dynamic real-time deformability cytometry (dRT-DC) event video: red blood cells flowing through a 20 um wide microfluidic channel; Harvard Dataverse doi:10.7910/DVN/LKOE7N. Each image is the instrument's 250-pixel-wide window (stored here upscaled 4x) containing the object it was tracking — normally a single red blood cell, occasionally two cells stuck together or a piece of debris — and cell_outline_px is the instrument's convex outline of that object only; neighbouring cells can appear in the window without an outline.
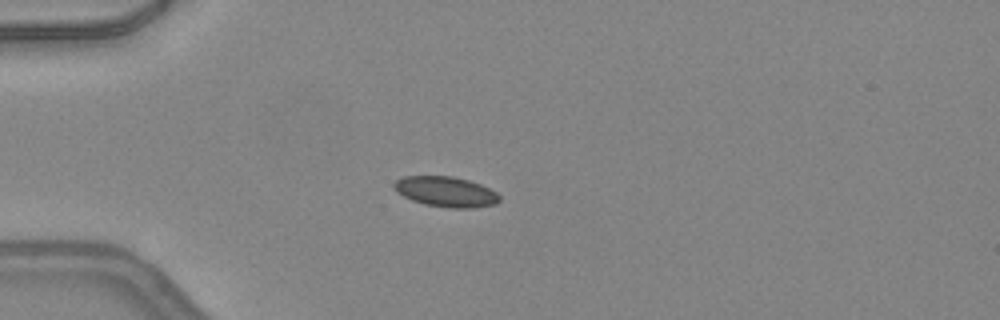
{"species": "common noctule bat (a hibernating species)", "species_latin": "Nyctalus noctula", "temperature_condition": "warm", "stored_images_in_passage": 40, "camera_frame_rate_fps": 3000, "um_per_image_px": 0.085, "animal": {"sex": "female", "body_mass_g": 24.6, "forearm_length_mm": 56.2}, "frame": {"image": 1, "passage_image": 5, "time_ms": 1.333, "image_size_px": [1000, 320], "cell_outline_px": [[500, 200], [496, 204], [472, 208], [448, 208], [424, 204], [412, 200], [396, 192], [392, 188], [392, 184], [396, 180], [404, 176], [452, 176], [468, 180], [480, 184], [496, 192], [500, 196]], "centroid_in_image_um": [37.87, 16.3], "position_along_channel_um": 47.1, "area_um2": 18.73}}
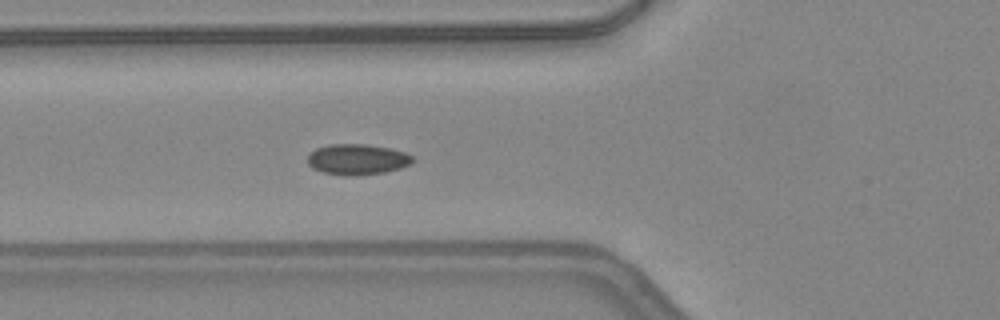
{"frame": {"image": 2, "passage_image": 10, "time_ms": 3.0, "image_size_px": [1000, 320], "cell_outline_px": [[412, 160], [408, 164], [400, 168], [384, 172], [356, 176], [344, 176], [324, 172], [312, 168], [308, 164], [308, 156], [316, 148], [328, 144], [364, 144], [388, 148], [404, 152], [412, 156]], "centroid_in_image_um": [30.32, 13.55], "position_along_channel_um": 95.5, "area_um2": 18.61}}
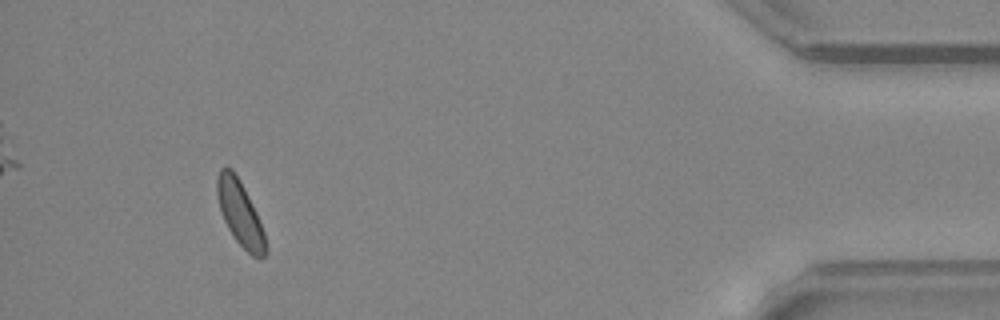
{"frame": {"image": 3, "passage_image": 37, "time_ms": 12.0, "image_size_px": [1000, 320], "cell_outline_px": [[268, 252], [260, 260], [252, 256], [232, 236], [224, 220], [220, 208], [216, 192], [216, 180], [220, 168], [232, 168], [240, 180], [256, 212], [264, 232], [268, 248]], "centroid_in_image_um": [20.42, 18.17], "position_along_channel_um": 414.8, "area_um2": 18.32}, "authors_computed_cell_mechanics": {"area_um2": 18.1781, "velocity_mm_per_s": 4.2423, "shape_relaxation_time_tau1_ms": 3.3722, "shape_relaxation_time_tau2_ms": null, "deformation_change_tau1": 0.0541, "deformation_change_tau2": null}}